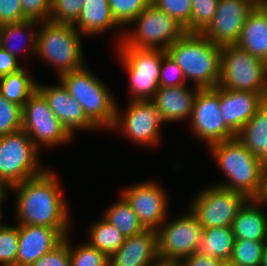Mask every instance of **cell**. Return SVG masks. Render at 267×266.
Returning <instances> with one entry per match:
<instances>
[{"mask_svg": "<svg viewBox=\"0 0 267 266\" xmlns=\"http://www.w3.org/2000/svg\"><path fill=\"white\" fill-rule=\"evenodd\" d=\"M19 225L8 223L0 227V266H16Z\"/></svg>", "mask_w": 267, "mask_h": 266, "instance_id": "34", "label": "cell"}, {"mask_svg": "<svg viewBox=\"0 0 267 266\" xmlns=\"http://www.w3.org/2000/svg\"><path fill=\"white\" fill-rule=\"evenodd\" d=\"M235 242L231 227H214L203 229L200 245L197 249L199 255L229 261Z\"/></svg>", "mask_w": 267, "mask_h": 266, "instance_id": "27", "label": "cell"}, {"mask_svg": "<svg viewBox=\"0 0 267 266\" xmlns=\"http://www.w3.org/2000/svg\"><path fill=\"white\" fill-rule=\"evenodd\" d=\"M73 26L83 36L101 35L121 28L112 15L108 0H86Z\"/></svg>", "mask_w": 267, "mask_h": 266, "instance_id": "24", "label": "cell"}, {"mask_svg": "<svg viewBox=\"0 0 267 266\" xmlns=\"http://www.w3.org/2000/svg\"><path fill=\"white\" fill-rule=\"evenodd\" d=\"M151 3L185 28L190 24L192 0H151Z\"/></svg>", "mask_w": 267, "mask_h": 266, "instance_id": "38", "label": "cell"}, {"mask_svg": "<svg viewBox=\"0 0 267 266\" xmlns=\"http://www.w3.org/2000/svg\"><path fill=\"white\" fill-rule=\"evenodd\" d=\"M6 188L3 186V184L0 182V194L5 190Z\"/></svg>", "mask_w": 267, "mask_h": 266, "instance_id": "50", "label": "cell"}, {"mask_svg": "<svg viewBox=\"0 0 267 266\" xmlns=\"http://www.w3.org/2000/svg\"><path fill=\"white\" fill-rule=\"evenodd\" d=\"M168 220L156 230L159 258L163 261L180 262L197 252L203 228L189 208L184 215Z\"/></svg>", "mask_w": 267, "mask_h": 266, "instance_id": "13", "label": "cell"}, {"mask_svg": "<svg viewBox=\"0 0 267 266\" xmlns=\"http://www.w3.org/2000/svg\"><path fill=\"white\" fill-rule=\"evenodd\" d=\"M182 266H221L223 261L209 256L194 253L180 261Z\"/></svg>", "mask_w": 267, "mask_h": 266, "instance_id": "44", "label": "cell"}, {"mask_svg": "<svg viewBox=\"0 0 267 266\" xmlns=\"http://www.w3.org/2000/svg\"><path fill=\"white\" fill-rule=\"evenodd\" d=\"M8 192V193H7ZM8 194H9V191H8V188H6L1 194H0V227H2L4 225V222H3V205L5 203V200L6 198H9L8 197Z\"/></svg>", "mask_w": 267, "mask_h": 266, "instance_id": "46", "label": "cell"}, {"mask_svg": "<svg viewBox=\"0 0 267 266\" xmlns=\"http://www.w3.org/2000/svg\"><path fill=\"white\" fill-rule=\"evenodd\" d=\"M215 163L228 179L216 183L232 191H238L248 198H254L260 189L265 165L258 160L236 137L210 145Z\"/></svg>", "mask_w": 267, "mask_h": 266, "instance_id": "3", "label": "cell"}, {"mask_svg": "<svg viewBox=\"0 0 267 266\" xmlns=\"http://www.w3.org/2000/svg\"><path fill=\"white\" fill-rule=\"evenodd\" d=\"M165 123L156 104L152 100H130L126 109L116 105L115 122L111 130H119L122 135L141 146H157L161 141Z\"/></svg>", "mask_w": 267, "mask_h": 266, "instance_id": "11", "label": "cell"}, {"mask_svg": "<svg viewBox=\"0 0 267 266\" xmlns=\"http://www.w3.org/2000/svg\"><path fill=\"white\" fill-rule=\"evenodd\" d=\"M131 24L136 25L134 30H122L123 33L120 32L121 34L117 37L116 46L162 49L166 51L171 44L186 33L183 25L152 3L129 25Z\"/></svg>", "mask_w": 267, "mask_h": 266, "instance_id": "6", "label": "cell"}, {"mask_svg": "<svg viewBox=\"0 0 267 266\" xmlns=\"http://www.w3.org/2000/svg\"><path fill=\"white\" fill-rule=\"evenodd\" d=\"M263 3H264L265 6L267 7V0H264Z\"/></svg>", "mask_w": 267, "mask_h": 266, "instance_id": "51", "label": "cell"}, {"mask_svg": "<svg viewBox=\"0 0 267 266\" xmlns=\"http://www.w3.org/2000/svg\"><path fill=\"white\" fill-rule=\"evenodd\" d=\"M199 89L196 86L191 89L187 84L176 87H159L152 101L156 104L165 123L190 120Z\"/></svg>", "mask_w": 267, "mask_h": 266, "instance_id": "21", "label": "cell"}, {"mask_svg": "<svg viewBox=\"0 0 267 266\" xmlns=\"http://www.w3.org/2000/svg\"><path fill=\"white\" fill-rule=\"evenodd\" d=\"M218 86L258 92L267 98V63L237 45L224 46Z\"/></svg>", "mask_w": 267, "mask_h": 266, "instance_id": "8", "label": "cell"}, {"mask_svg": "<svg viewBox=\"0 0 267 266\" xmlns=\"http://www.w3.org/2000/svg\"><path fill=\"white\" fill-rule=\"evenodd\" d=\"M189 122L196 139L203 141L208 147L236 137L221 116L218 85L198 90Z\"/></svg>", "mask_w": 267, "mask_h": 266, "instance_id": "14", "label": "cell"}, {"mask_svg": "<svg viewBox=\"0 0 267 266\" xmlns=\"http://www.w3.org/2000/svg\"><path fill=\"white\" fill-rule=\"evenodd\" d=\"M265 241L235 239L230 261L239 266H261Z\"/></svg>", "mask_w": 267, "mask_h": 266, "instance_id": "31", "label": "cell"}, {"mask_svg": "<svg viewBox=\"0 0 267 266\" xmlns=\"http://www.w3.org/2000/svg\"><path fill=\"white\" fill-rule=\"evenodd\" d=\"M69 230L70 228L19 225L16 266H31L59 245L69 235Z\"/></svg>", "mask_w": 267, "mask_h": 266, "instance_id": "18", "label": "cell"}, {"mask_svg": "<svg viewBox=\"0 0 267 266\" xmlns=\"http://www.w3.org/2000/svg\"><path fill=\"white\" fill-rule=\"evenodd\" d=\"M86 0H51L49 19L55 23L73 25L81 12Z\"/></svg>", "mask_w": 267, "mask_h": 266, "instance_id": "36", "label": "cell"}, {"mask_svg": "<svg viewBox=\"0 0 267 266\" xmlns=\"http://www.w3.org/2000/svg\"><path fill=\"white\" fill-rule=\"evenodd\" d=\"M236 138L267 166V99L236 134Z\"/></svg>", "mask_w": 267, "mask_h": 266, "instance_id": "26", "label": "cell"}, {"mask_svg": "<svg viewBox=\"0 0 267 266\" xmlns=\"http://www.w3.org/2000/svg\"><path fill=\"white\" fill-rule=\"evenodd\" d=\"M57 77L68 93L82 106L85 116L98 130L112 129L118 103L105 82L95 77L86 65Z\"/></svg>", "mask_w": 267, "mask_h": 266, "instance_id": "4", "label": "cell"}, {"mask_svg": "<svg viewBox=\"0 0 267 266\" xmlns=\"http://www.w3.org/2000/svg\"><path fill=\"white\" fill-rule=\"evenodd\" d=\"M158 260V233L146 229L138 235L127 237L109 257V266H154Z\"/></svg>", "mask_w": 267, "mask_h": 266, "instance_id": "20", "label": "cell"}, {"mask_svg": "<svg viewBox=\"0 0 267 266\" xmlns=\"http://www.w3.org/2000/svg\"><path fill=\"white\" fill-rule=\"evenodd\" d=\"M20 0H0V25L26 21Z\"/></svg>", "mask_w": 267, "mask_h": 266, "instance_id": "42", "label": "cell"}, {"mask_svg": "<svg viewBox=\"0 0 267 266\" xmlns=\"http://www.w3.org/2000/svg\"><path fill=\"white\" fill-rule=\"evenodd\" d=\"M68 235L53 250L37 259L31 266H71Z\"/></svg>", "mask_w": 267, "mask_h": 266, "instance_id": "40", "label": "cell"}, {"mask_svg": "<svg viewBox=\"0 0 267 266\" xmlns=\"http://www.w3.org/2000/svg\"><path fill=\"white\" fill-rule=\"evenodd\" d=\"M235 239L267 240V213L253 198H249L238 211L232 223Z\"/></svg>", "mask_w": 267, "mask_h": 266, "instance_id": "23", "label": "cell"}, {"mask_svg": "<svg viewBox=\"0 0 267 266\" xmlns=\"http://www.w3.org/2000/svg\"><path fill=\"white\" fill-rule=\"evenodd\" d=\"M155 181H145L123 188L121 195L146 229L157 230L168 219V196ZM168 199V200H167Z\"/></svg>", "mask_w": 267, "mask_h": 266, "instance_id": "16", "label": "cell"}, {"mask_svg": "<svg viewBox=\"0 0 267 266\" xmlns=\"http://www.w3.org/2000/svg\"><path fill=\"white\" fill-rule=\"evenodd\" d=\"M39 156L24 130L0 136V182L9 188L41 174L46 168Z\"/></svg>", "mask_w": 267, "mask_h": 266, "instance_id": "7", "label": "cell"}, {"mask_svg": "<svg viewBox=\"0 0 267 266\" xmlns=\"http://www.w3.org/2000/svg\"><path fill=\"white\" fill-rule=\"evenodd\" d=\"M22 130L41 152L43 147L68 144L72 136L62 126L60 120L50 109L44 96L36 90L22 107Z\"/></svg>", "mask_w": 267, "mask_h": 266, "instance_id": "12", "label": "cell"}, {"mask_svg": "<svg viewBox=\"0 0 267 266\" xmlns=\"http://www.w3.org/2000/svg\"><path fill=\"white\" fill-rule=\"evenodd\" d=\"M88 243L110 257L125 242L121 232L103 217L92 223L88 231Z\"/></svg>", "mask_w": 267, "mask_h": 266, "instance_id": "30", "label": "cell"}, {"mask_svg": "<svg viewBox=\"0 0 267 266\" xmlns=\"http://www.w3.org/2000/svg\"><path fill=\"white\" fill-rule=\"evenodd\" d=\"M219 0H192L191 22L187 33H202L212 22Z\"/></svg>", "mask_w": 267, "mask_h": 266, "instance_id": "33", "label": "cell"}, {"mask_svg": "<svg viewBox=\"0 0 267 266\" xmlns=\"http://www.w3.org/2000/svg\"><path fill=\"white\" fill-rule=\"evenodd\" d=\"M186 83L187 81L182 69L165 53L160 66L159 86L176 87L183 86Z\"/></svg>", "mask_w": 267, "mask_h": 266, "instance_id": "39", "label": "cell"}, {"mask_svg": "<svg viewBox=\"0 0 267 266\" xmlns=\"http://www.w3.org/2000/svg\"><path fill=\"white\" fill-rule=\"evenodd\" d=\"M236 45L267 63V7L263 2L249 14Z\"/></svg>", "mask_w": 267, "mask_h": 266, "instance_id": "22", "label": "cell"}, {"mask_svg": "<svg viewBox=\"0 0 267 266\" xmlns=\"http://www.w3.org/2000/svg\"><path fill=\"white\" fill-rule=\"evenodd\" d=\"M39 25L35 51L38 59L51 63L58 76L85 66L83 35L73 25L50 20L41 21Z\"/></svg>", "mask_w": 267, "mask_h": 266, "instance_id": "5", "label": "cell"}, {"mask_svg": "<svg viewBox=\"0 0 267 266\" xmlns=\"http://www.w3.org/2000/svg\"><path fill=\"white\" fill-rule=\"evenodd\" d=\"M204 188L188 206L201 227H231L238 211L249 198L241 192L214 183Z\"/></svg>", "mask_w": 267, "mask_h": 266, "instance_id": "10", "label": "cell"}, {"mask_svg": "<svg viewBox=\"0 0 267 266\" xmlns=\"http://www.w3.org/2000/svg\"><path fill=\"white\" fill-rule=\"evenodd\" d=\"M119 60L128 77V93L132 100H152L159 89L162 49L116 46Z\"/></svg>", "mask_w": 267, "mask_h": 266, "instance_id": "9", "label": "cell"}, {"mask_svg": "<svg viewBox=\"0 0 267 266\" xmlns=\"http://www.w3.org/2000/svg\"><path fill=\"white\" fill-rule=\"evenodd\" d=\"M108 3L115 21L125 30L151 0H108Z\"/></svg>", "mask_w": 267, "mask_h": 266, "instance_id": "35", "label": "cell"}, {"mask_svg": "<svg viewBox=\"0 0 267 266\" xmlns=\"http://www.w3.org/2000/svg\"><path fill=\"white\" fill-rule=\"evenodd\" d=\"M38 27L39 21L36 20H26L20 23L0 25V47L18 60L20 59L18 55L21 53L23 56V53L26 54V51L35 56L36 29H38ZM14 40L17 42L19 41L18 44L20 45H16Z\"/></svg>", "mask_w": 267, "mask_h": 266, "instance_id": "25", "label": "cell"}, {"mask_svg": "<svg viewBox=\"0 0 267 266\" xmlns=\"http://www.w3.org/2000/svg\"><path fill=\"white\" fill-rule=\"evenodd\" d=\"M259 0H219L212 22L202 34L215 45H236L245 21Z\"/></svg>", "mask_w": 267, "mask_h": 266, "instance_id": "15", "label": "cell"}, {"mask_svg": "<svg viewBox=\"0 0 267 266\" xmlns=\"http://www.w3.org/2000/svg\"><path fill=\"white\" fill-rule=\"evenodd\" d=\"M154 266H182L180 262L158 260Z\"/></svg>", "mask_w": 267, "mask_h": 266, "instance_id": "47", "label": "cell"}, {"mask_svg": "<svg viewBox=\"0 0 267 266\" xmlns=\"http://www.w3.org/2000/svg\"><path fill=\"white\" fill-rule=\"evenodd\" d=\"M221 49L202 33H185L171 44L166 53L182 69L187 83L200 89L218 85L221 67Z\"/></svg>", "mask_w": 267, "mask_h": 266, "instance_id": "2", "label": "cell"}, {"mask_svg": "<svg viewBox=\"0 0 267 266\" xmlns=\"http://www.w3.org/2000/svg\"><path fill=\"white\" fill-rule=\"evenodd\" d=\"M105 210L102 217L115 226L125 238L138 235L146 230L122 195H120L119 200Z\"/></svg>", "mask_w": 267, "mask_h": 266, "instance_id": "29", "label": "cell"}, {"mask_svg": "<svg viewBox=\"0 0 267 266\" xmlns=\"http://www.w3.org/2000/svg\"><path fill=\"white\" fill-rule=\"evenodd\" d=\"M37 90L44 96L52 112L72 137L78 130H98L87 119L82 106L68 93L60 81L55 85L37 83Z\"/></svg>", "mask_w": 267, "mask_h": 266, "instance_id": "17", "label": "cell"}, {"mask_svg": "<svg viewBox=\"0 0 267 266\" xmlns=\"http://www.w3.org/2000/svg\"><path fill=\"white\" fill-rule=\"evenodd\" d=\"M24 17L27 20L46 21L49 19L51 0H20Z\"/></svg>", "mask_w": 267, "mask_h": 266, "instance_id": "41", "label": "cell"}, {"mask_svg": "<svg viewBox=\"0 0 267 266\" xmlns=\"http://www.w3.org/2000/svg\"><path fill=\"white\" fill-rule=\"evenodd\" d=\"M266 99L258 92L235 91L220 87L221 116L226 125L237 134Z\"/></svg>", "mask_w": 267, "mask_h": 266, "instance_id": "19", "label": "cell"}, {"mask_svg": "<svg viewBox=\"0 0 267 266\" xmlns=\"http://www.w3.org/2000/svg\"><path fill=\"white\" fill-rule=\"evenodd\" d=\"M261 266H267V240L264 245Z\"/></svg>", "mask_w": 267, "mask_h": 266, "instance_id": "48", "label": "cell"}, {"mask_svg": "<svg viewBox=\"0 0 267 266\" xmlns=\"http://www.w3.org/2000/svg\"><path fill=\"white\" fill-rule=\"evenodd\" d=\"M25 68L22 67L16 72L0 77V94L21 107L37 90L38 83Z\"/></svg>", "mask_w": 267, "mask_h": 266, "instance_id": "28", "label": "cell"}, {"mask_svg": "<svg viewBox=\"0 0 267 266\" xmlns=\"http://www.w3.org/2000/svg\"><path fill=\"white\" fill-rule=\"evenodd\" d=\"M22 129V107L0 94V136Z\"/></svg>", "mask_w": 267, "mask_h": 266, "instance_id": "37", "label": "cell"}, {"mask_svg": "<svg viewBox=\"0 0 267 266\" xmlns=\"http://www.w3.org/2000/svg\"><path fill=\"white\" fill-rule=\"evenodd\" d=\"M12 54L0 47V77L16 72L23 66Z\"/></svg>", "mask_w": 267, "mask_h": 266, "instance_id": "43", "label": "cell"}, {"mask_svg": "<svg viewBox=\"0 0 267 266\" xmlns=\"http://www.w3.org/2000/svg\"><path fill=\"white\" fill-rule=\"evenodd\" d=\"M221 266H239L235 263H232L230 260L229 261H223Z\"/></svg>", "mask_w": 267, "mask_h": 266, "instance_id": "49", "label": "cell"}, {"mask_svg": "<svg viewBox=\"0 0 267 266\" xmlns=\"http://www.w3.org/2000/svg\"><path fill=\"white\" fill-rule=\"evenodd\" d=\"M59 180L46 167L41 174L8 188L16 197L18 225L70 228L69 207Z\"/></svg>", "mask_w": 267, "mask_h": 266, "instance_id": "1", "label": "cell"}, {"mask_svg": "<svg viewBox=\"0 0 267 266\" xmlns=\"http://www.w3.org/2000/svg\"><path fill=\"white\" fill-rule=\"evenodd\" d=\"M259 205L267 206V166L265 167L258 194L253 198Z\"/></svg>", "mask_w": 267, "mask_h": 266, "instance_id": "45", "label": "cell"}, {"mask_svg": "<svg viewBox=\"0 0 267 266\" xmlns=\"http://www.w3.org/2000/svg\"><path fill=\"white\" fill-rule=\"evenodd\" d=\"M69 257L71 266H109V257L88 242L73 247L69 241Z\"/></svg>", "mask_w": 267, "mask_h": 266, "instance_id": "32", "label": "cell"}]
</instances>
